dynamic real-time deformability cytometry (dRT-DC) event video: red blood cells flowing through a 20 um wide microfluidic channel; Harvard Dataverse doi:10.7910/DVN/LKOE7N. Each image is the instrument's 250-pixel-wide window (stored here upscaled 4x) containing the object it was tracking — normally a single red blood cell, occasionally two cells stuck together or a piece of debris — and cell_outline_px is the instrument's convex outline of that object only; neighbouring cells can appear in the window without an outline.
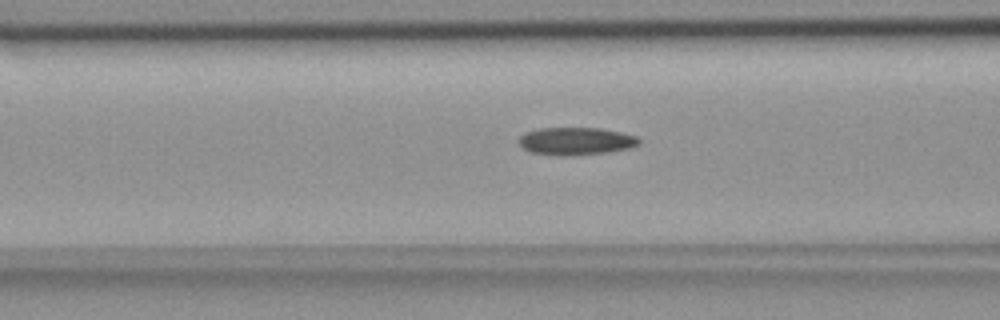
{"species": "common noctule bat (a hibernating species)", "species_latin": "Nyctalus noctula", "temperature_condition": "room temperature", "stored_images_in_passage": 37, "camera_frame_rate_fps": 3000, "um_per_image_px": 0.085, "animal": {"sex": "female", "body_mass_g": 18.4}, "frame": {"image": 1, "passage_image": 11, "time_ms": 3.333, "image_size_px": [1000, 320], "cell_outline_px": [[640, 144], [628, 148], [608, 152], [560, 156], [556, 156], [532, 152], [524, 148], [516, 140], [524, 132], [536, 128], [600, 128], [620, 132], [636, 136], [640, 140]], "centroid_in_image_um": [48.91, 11.99], "position_along_channel_um": 117.7, "area_um2": 19.36}}
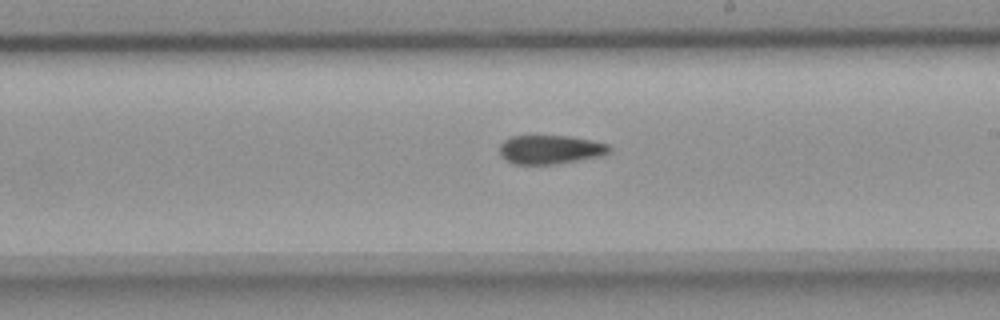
{"frame": {"image": 2, "passage_image": 21, "time_ms": 6.667, "image_size_px": [1000, 320], "cell_outline_px": [[612, 152], [604, 156], [552, 164], [512, 164], [500, 156], [500, 144], [504, 140], [512, 136], [568, 136], [608, 144], [612, 148]], "centroid_in_image_um": [46.78, 12.72], "position_along_channel_um": 242.2, "area_um2": 18.5}}
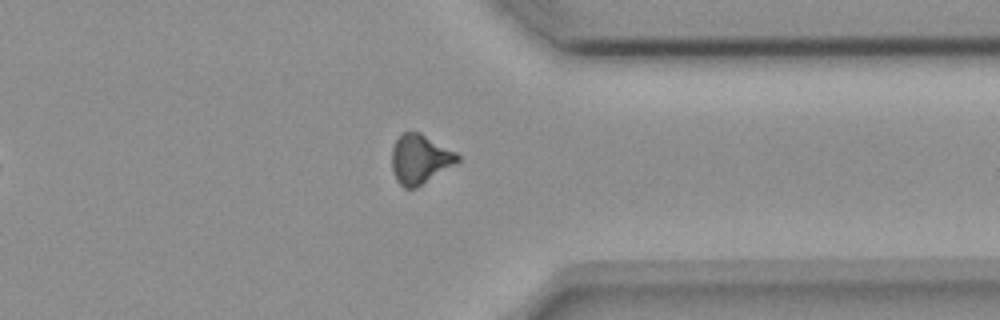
{"frame": {"image": 3, "passage_image": 32, "time_ms": 10.333, "image_size_px": [1000, 320], "cell_outline_px": [[460, 160], [456, 164], [416, 188], [404, 188], [396, 180], [392, 168], [392, 148], [396, 140], [404, 132], [420, 132], [456, 152], [460, 156]], "centroid_in_image_um": [35.7, 13.53], "position_along_channel_um": 375.7, "area_um2": 18.84}, "authors_computed_cell_mechanics": {"area_um2": 18.9584, "velocity_mm_per_s": 3.757, "shape_relaxation_time_tau1_ms": null, "shape_relaxation_time_tau2_ms": 6.577, "deformation_change_tau1": null, "deformation_change_tau2": 0.1493}}